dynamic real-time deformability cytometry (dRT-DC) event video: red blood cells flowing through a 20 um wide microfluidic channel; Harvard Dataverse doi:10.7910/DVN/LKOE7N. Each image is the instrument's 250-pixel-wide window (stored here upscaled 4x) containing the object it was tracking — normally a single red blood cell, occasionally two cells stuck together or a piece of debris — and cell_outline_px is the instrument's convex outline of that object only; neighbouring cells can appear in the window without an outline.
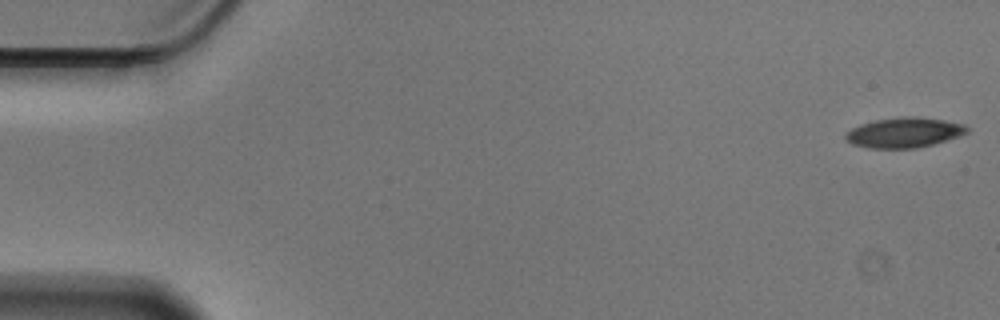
{"species": "Egyptian fruit bat (a non-hibernating species)", "species_latin": "Rousettus aegyptiacus", "temperature_condition": "cold", "stored_images_in_passage": 56, "camera_frame_rate_fps": 3000, "um_per_image_px": 0.085, "animal": {"sex": "male"}, "frame": {"image": 1, "passage_image": 1, "time_ms": 0.0, "image_size_px": [1000, 320], "cell_outline_px": [[968, 132], [960, 136], [932, 144], [916, 148], [868, 148], [852, 144], [844, 140], [844, 132], [860, 124], [876, 120], [900, 116], [916, 116], [944, 120], [964, 124], [968, 128]], "centroid_in_image_um": [76.81, 11.26], "position_along_channel_um": 8.2, "area_um2": 21.44}}
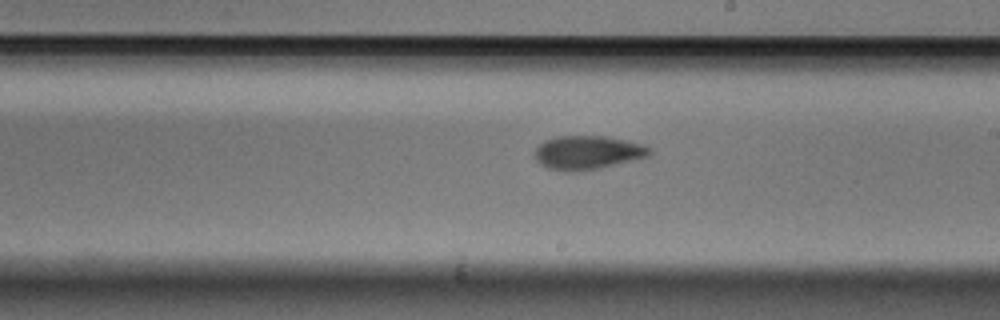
{"frame": {"image": 2, "passage_image": 32, "time_ms": 10.333, "image_size_px": [1000, 320], "cell_outline_px": [[652, 152], [648, 156], [600, 168], [572, 172], [568, 172], [548, 168], [540, 164], [536, 160], [536, 148], [544, 140], [556, 136], [608, 136], [640, 144], [652, 148]], "centroid_in_image_um": [49.93, 12.96], "position_along_channel_um": 239.1, "area_um2": 22.43}}
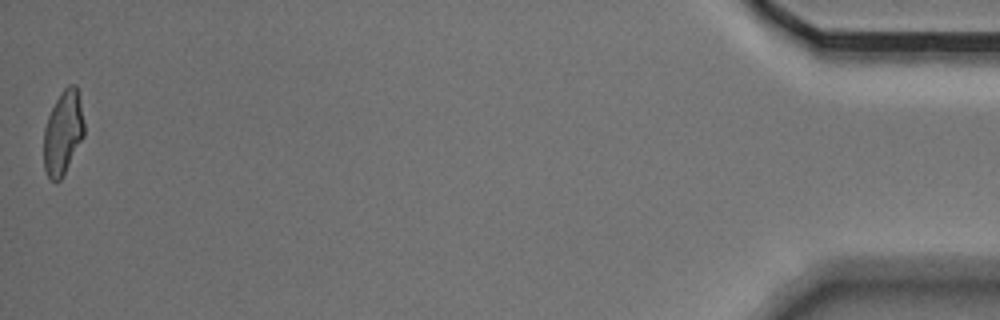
{"frame": {"image": 3, "passage_image": 56, "time_ms": 18.333, "image_size_px": [1000, 320], "cell_outline_px": [[84, 136], [60, 180], [56, 184], [48, 176], [44, 168], [44, 128], [48, 116], [60, 92], [68, 84], [76, 84], [84, 124]], "centroid_in_image_um": [5.34, 11.27], "position_along_channel_um": 429.9, "area_um2": 19.54}, "authors_computed_cell_mechanics": {"area_um2": 21.5305, "velocity_mm_per_s": 3.5506, "shape_relaxation_time_tau1_ms": 4.1586, "shape_relaxation_time_tau2_ms": 3.5119, "deformation_change_tau1": 0.1285, "deformation_change_tau2": 0.0858}}